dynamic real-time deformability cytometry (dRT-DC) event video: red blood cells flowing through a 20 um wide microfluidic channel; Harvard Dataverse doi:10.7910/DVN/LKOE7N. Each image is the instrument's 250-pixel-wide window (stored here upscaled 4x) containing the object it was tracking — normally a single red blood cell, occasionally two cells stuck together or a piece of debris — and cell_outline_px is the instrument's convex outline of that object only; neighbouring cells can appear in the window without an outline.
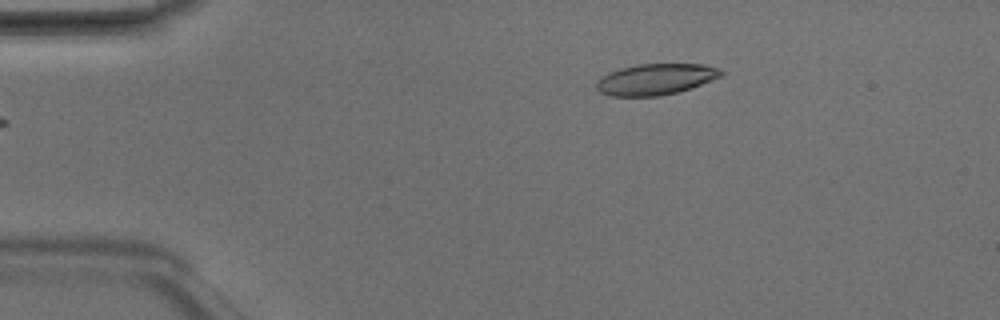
{"species": "Egyptian fruit bat (a non-hibernating species)", "species_latin": "Rousettus aegyptiacus", "temperature_condition": "room temperature", "stored_images_in_passage": 4, "camera_frame_rate_fps": 3000, "um_per_image_px": 0.085, "animal": {"sex": "male"}, "frame": {"image": 1, "passage_image": 1, "time_ms": 0.0, "image_size_px": [1000, 320], "cell_outline_px": [[724, 76], [676, 92], [660, 96], [612, 96], [600, 92], [596, 88], [596, 84], [600, 76], [608, 72], [620, 68], [636, 64], [704, 64], [720, 68], [724, 72]], "centroid_in_image_um": [55.72, 6.72], "position_along_channel_um": 29.3, "area_um2": 22.66}}
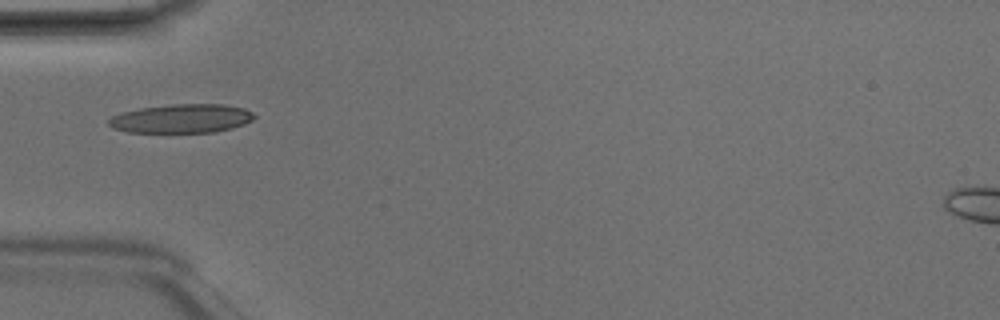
{"frame": {"image": 2, "passage_image": 2, "time_ms": 0.333, "image_size_px": [1000, 320], "cell_outline_px": [[256, 116], [252, 120], [244, 124], [232, 128], [212, 132], [128, 132], [112, 128], [108, 124], [108, 120], [112, 116], [124, 112], [140, 108], [168, 104], [224, 104], [244, 108], [252, 112]], "centroid_in_image_um": [15.44, 10.07], "position_along_channel_um": 69.6, "area_um2": 24.45}}